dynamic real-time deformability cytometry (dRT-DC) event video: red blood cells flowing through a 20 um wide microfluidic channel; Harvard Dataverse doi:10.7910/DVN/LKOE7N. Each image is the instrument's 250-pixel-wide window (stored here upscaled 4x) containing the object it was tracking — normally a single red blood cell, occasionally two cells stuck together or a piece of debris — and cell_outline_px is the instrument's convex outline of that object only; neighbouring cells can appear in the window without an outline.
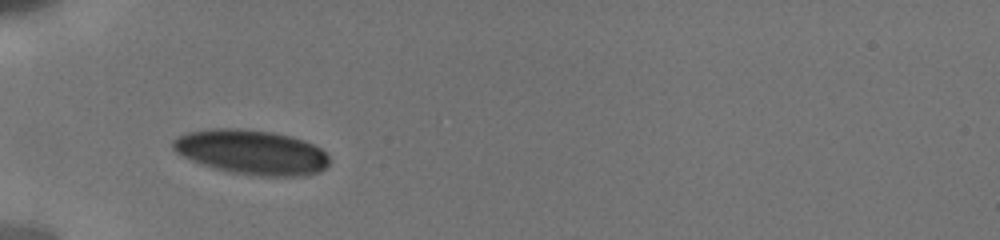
{"species": "human", "species_latin": "Homo sapiens", "temperature_condition": "cold", "stored_images_in_passage": 6, "camera_frame_rate_fps": 3000, "um_per_image_px": 0.085, "donor": {"sex": "male"}, "frame": {"image": 1, "passage_image": 1, "time_ms": 0.0, "image_size_px": [1000, 240], "cell_outline_px": [[328, 164], [320, 172], [304, 176], [260, 176], [224, 172], [192, 160], [176, 152], [172, 148], [172, 140], [176, 136], [188, 132], [208, 128], [236, 128], [272, 132], [292, 136], [304, 140], [320, 148], [328, 156]], "centroid_in_image_um": [21.36, 12.93], "position_along_channel_um": 63.6, "area_um2": 40.92}}
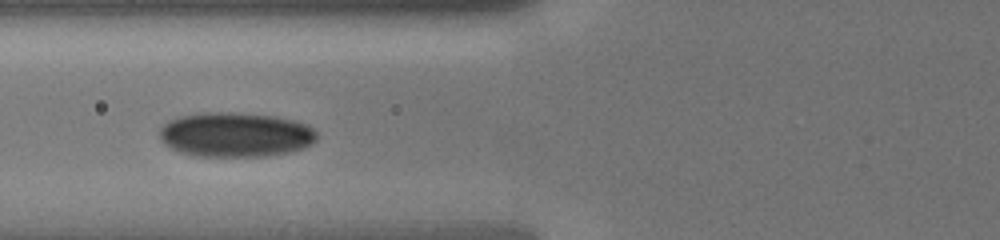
{"frame": {"image": 2, "passage_image": 5, "time_ms": 1.333, "image_size_px": [1000, 240], "cell_outline_px": [[316, 140], [312, 144], [292, 152], [268, 156], [196, 156], [180, 152], [164, 144], [160, 140], [160, 128], [168, 120], [180, 116], [200, 112], [232, 112], [276, 116], [308, 124], [316, 132]], "centroid_in_image_um": [20.01, 11.44], "position_along_channel_um": 105.8, "area_um2": 41.21}}